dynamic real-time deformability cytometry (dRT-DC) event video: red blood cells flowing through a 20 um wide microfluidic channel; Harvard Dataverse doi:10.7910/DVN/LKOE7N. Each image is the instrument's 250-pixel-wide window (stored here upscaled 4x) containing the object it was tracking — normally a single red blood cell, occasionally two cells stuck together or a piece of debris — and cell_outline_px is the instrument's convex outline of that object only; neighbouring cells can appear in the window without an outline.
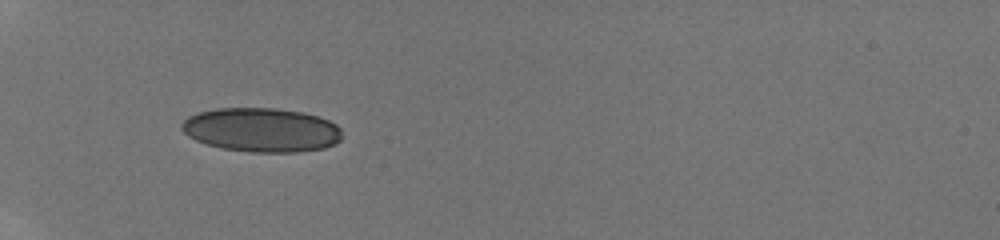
{"species": "human", "species_latin": "Homo sapiens", "temperature_condition": "room temperature", "stored_images_in_passage": 63, "camera_frame_rate_fps": 3000, "um_per_image_px": 0.085, "donor": {"sex": "male"}, "frame": {"image": 1, "passage_image": 1, "time_ms": 0.0, "image_size_px": [1000, 240], "cell_outline_px": [[340, 140], [336, 144], [324, 148], [296, 152], [252, 152], [224, 148], [208, 144], [196, 140], [188, 136], [180, 128], [180, 124], [188, 116], [196, 112], [216, 108], [276, 108], [304, 112], [320, 116], [336, 124], [340, 128]], "centroid_in_image_um": [22.23, 11.03], "position_along_channel_um": 62.8, "area_um2": 41.38}}
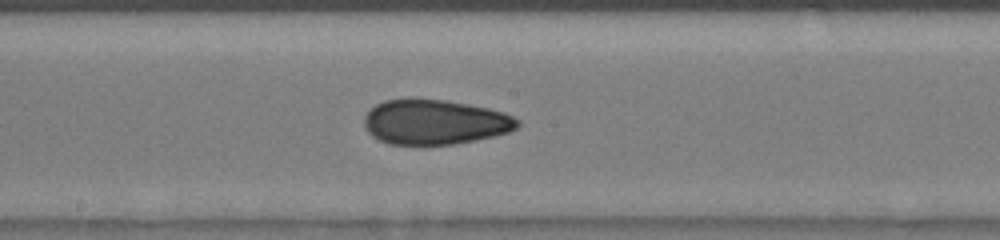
{"frame": {"image": 2, "passage_image": 27, "time_ms": 4.0, "image_size_px": [1000, 240], "cell_outline_px": [[520, 124], [516, 128], [508, 132], [476, 140], [452, 144], [388, 144], [372, 136], [364, 128], [364, 116], [376, 104], [384, 100], [408, 96], [416, 96], [444, 100], [468, 104], [488, 108], [504, 112], [520, 120]], "centroid_in_image_um": [36.92, 10.34], "position_along_channel_um": 211.3, "area_um2": 40.69}}
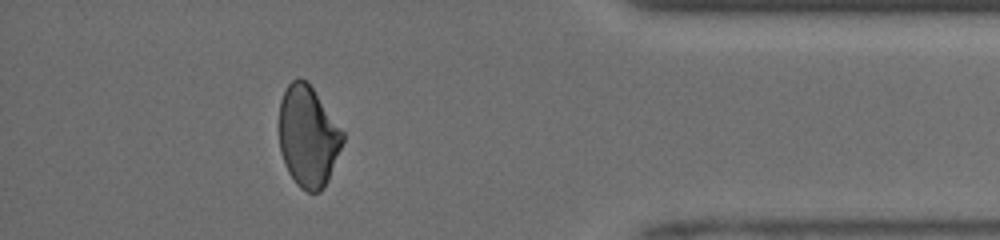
{"frame": {"image": 3, "passage_image": 58, "time_ms": 9.333, "image_size_px": [1000, 240], "cell_outline_px": [[344, 140], [328, 180], [324, 188], [320, 192], [308, 192], [300, 188], [296, 184], [288, 172], [284, 164], [280, 152], [280, 100], [288, 84], [292, 80], [300, 76], [308, 80], [344, 132]], "centroid_in_image_um": [26.19, 11.58], "position_along_channel_um": 409.0, "area_um2": 37.74}, "authors_computed_cell_mechanics": {"area_um2": 40.6334, "velocity_mm_per_s": 4.1698, "shape_relaxation_time_tau1_ms": 7.8735, "shape_relaxation_time_tau2_ms": 1.6415, "deformation_change_tau1": 0.1692, "deformation_change_tau2": 0.0637}}